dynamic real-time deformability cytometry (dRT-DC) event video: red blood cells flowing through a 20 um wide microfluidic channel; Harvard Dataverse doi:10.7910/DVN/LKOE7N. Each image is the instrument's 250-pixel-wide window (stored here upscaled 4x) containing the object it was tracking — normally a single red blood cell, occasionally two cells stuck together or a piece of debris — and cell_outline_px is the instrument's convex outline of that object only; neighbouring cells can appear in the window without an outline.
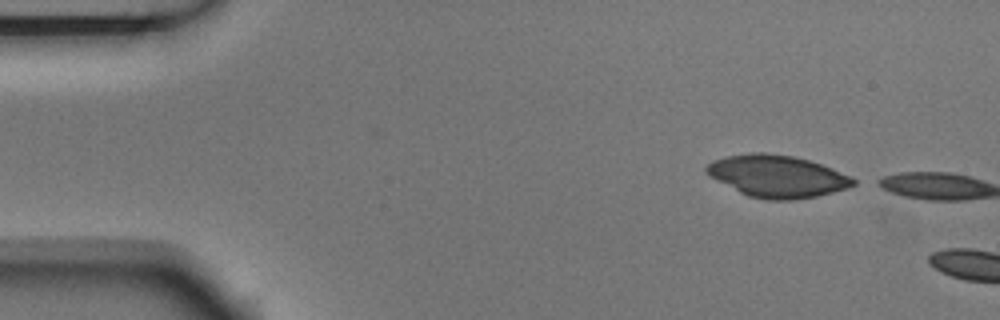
{"species": "Egyptian fruit bat (a non-hibernating species)", "species_latin": "Rousettus aegyptiacus", "temperature_condition": "room temperature", "stored_images_in_passage": 2, "camera_frame_rate_fps": 3000, "um_per_image_px": 0.085, "animal": {"sex": "male"}, "frame": {"image": 1, "passage_image": 1, "time_ms": 0.0, "image_size_px": [1000, 320], "cell_outline_px": [[860, 180], [856, 184], [848, 188], [816, 196], [792, 200], [768, 200], [748, 196], [708, 176], [704, 172], [704, 168], [712, 160], [728, 156], [752, 152], [764, 152], [792, 156], [808, 160], [832, 168], [852, 176]], "centroid_in_image_um": [66.07, 14.98], "position_along_channel_um": 18.9, "area_um2": 36.18}}